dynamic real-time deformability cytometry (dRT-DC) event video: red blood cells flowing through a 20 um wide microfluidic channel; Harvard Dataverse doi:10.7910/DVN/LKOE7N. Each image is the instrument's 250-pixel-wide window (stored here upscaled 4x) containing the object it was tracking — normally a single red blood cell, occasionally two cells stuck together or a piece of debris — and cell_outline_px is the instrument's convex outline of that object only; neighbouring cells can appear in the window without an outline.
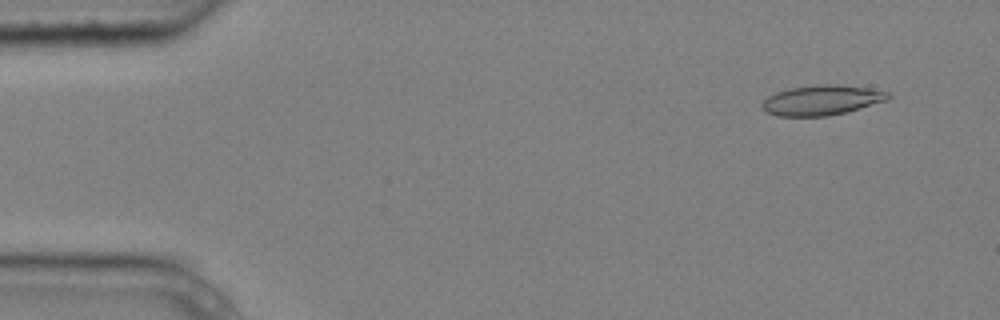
{"species": "common noctule bat (a hibernating species)", "species_latin": "Nyctalus noctula", "temperature_condition": "cold", "stored_images_in_passage": 6, "segment_of_instrument_passage": [2, 2], "camera_frame_rate_fps": 3000, "um_per_image_px": 0.085, "animal": {"sex": "male", "body_mass_g": 20.4}, "frame": {"image": 1, "passage_image": 6, "time_ms": 1.667, "image_size_px": [1000, 320], "cell_outline_px": [[892, 96], [888, 100], [860, 108], [828, 116], [776, 116], [760, 108], [760, 104], [768, 96], [776, 92], [788, 88], [820, 84], [836, 84], [868, 88], [888, 92]], "centroid_in_image_um": [69.82, 8.51], "position_along_channel_um": 15.2, "area_um2": 22.08}}